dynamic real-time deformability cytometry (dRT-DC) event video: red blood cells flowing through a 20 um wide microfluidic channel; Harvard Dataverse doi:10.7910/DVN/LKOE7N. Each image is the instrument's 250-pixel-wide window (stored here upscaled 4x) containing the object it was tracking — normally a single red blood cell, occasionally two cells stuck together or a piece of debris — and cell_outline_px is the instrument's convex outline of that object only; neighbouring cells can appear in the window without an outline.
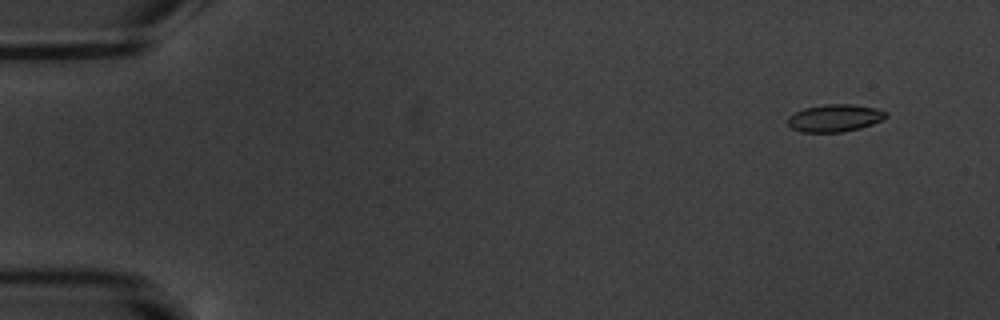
{"species": "common noctule bat (a hibernating species)", "species_latin": "Nyctalus noctula", "temperature_condition": "warm", "stored_images_in_passage": 7, "camera_frame_rate_fps": 3000, "um_per_image_px": 0.085, "animal": {"sex": "male", "body_mass_g": 20.1, "forearm_length_mm": 53.5}, "frame": {"image": 1, "passage_image": 2, "time_ms": 1.333, "image_size_px": [1000, 320], "cell_outline_px": [[888, 116], [872, 124], [860, 128], [840, 132], [800, 132], [792, 128], [788, 124], [788, 116], [804, 108], [824, 104], [852, 104], [876, 108], [888, 112]], "centroid_in_image_um": [70.95, 10.03], "position_along_channel_um": 14.0, "area_um2": 15.66}}